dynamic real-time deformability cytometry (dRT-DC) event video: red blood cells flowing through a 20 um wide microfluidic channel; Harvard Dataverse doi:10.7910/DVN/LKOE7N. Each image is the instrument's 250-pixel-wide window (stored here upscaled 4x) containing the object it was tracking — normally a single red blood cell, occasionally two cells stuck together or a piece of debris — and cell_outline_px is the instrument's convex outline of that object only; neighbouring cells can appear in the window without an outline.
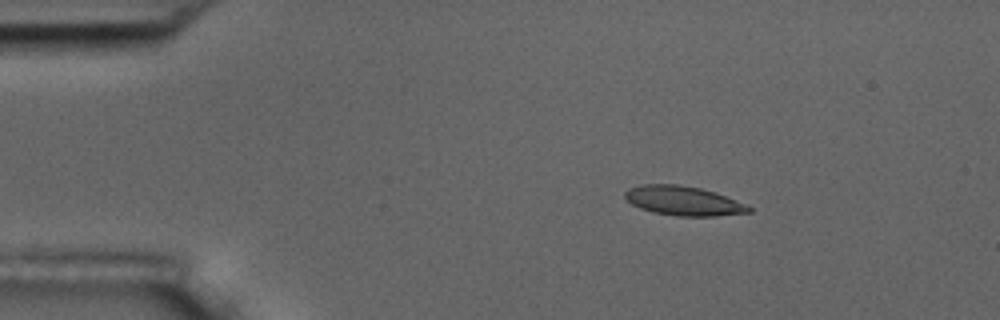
{"species": "common noctule bat (a hibernating species)", "species_latin": "Nyctalus noctula", "temperature_condition": "room temperature", "stored_images_in_passage": 4, "camera_frame_rate_fps": 3000, "um_per_image_px": 0.085, "animal": {"sex": "male", "body_mass_g": 17.5, "forearm_length_mm": 52.3}, "frame": {"image": 1, "passage_image": 2, "time_ms": 2.0, "image_size_px": [1000, 320], "cell_outline_px": [[752, 212], [716, 216], [676, 216], [652, 212], [640, 208], [632, 204], [624, 196], [624, 192], [628, 188], [644, 184], [676, 184], [700, 188], [716, 192], [744, 204], [752, 208]], "centroid_in_image_um": [58.07, 17.07], "position_along_channel_um": 26.9, "area_um2": 21.15}}